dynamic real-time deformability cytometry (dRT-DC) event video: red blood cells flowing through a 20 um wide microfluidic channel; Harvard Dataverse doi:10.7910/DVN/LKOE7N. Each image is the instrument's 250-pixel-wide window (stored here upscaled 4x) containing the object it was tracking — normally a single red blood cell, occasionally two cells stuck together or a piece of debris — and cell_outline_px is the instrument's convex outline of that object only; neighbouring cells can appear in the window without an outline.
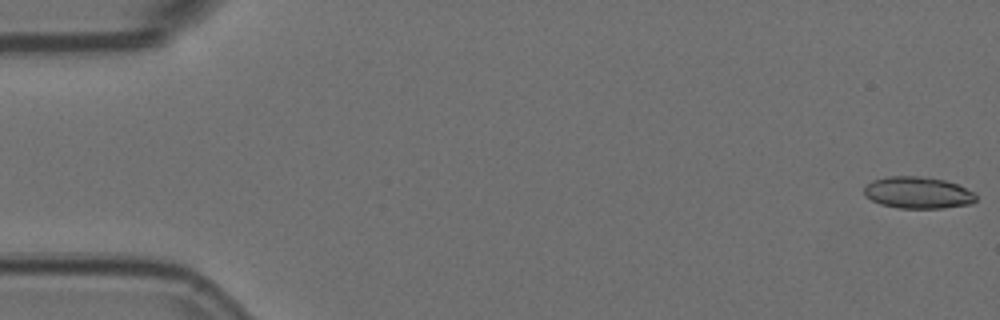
{"species": "Egyptian fruit bat (a non-hibernating species)", "species_latin": "Rousettus aegyptiacus", "temperature_condition": "room temperature", "stored_images_in_passage": 4, "camera_frame_rate_fps": 3000, "um_per_image_px": 0.085, "animal": {"sex": "female"}, "frame": {"image": 1, "passage_image": 1, "time_ms": 0.0, "image_size_px": [1000, 320], "cell_outline_px": [[976, 200], [972, 204], [944, 208], [896, 208], [880, 204], [864, 196], [864, 188], [872, 180], [888, 176], [920, 176], [944, 180], [956, 184], [972, 192], [976, 196]], "centroid_in_image_um": [77.99, 16.38], "position_along_channel_um": 7.0, "area_um2": 20.69}}